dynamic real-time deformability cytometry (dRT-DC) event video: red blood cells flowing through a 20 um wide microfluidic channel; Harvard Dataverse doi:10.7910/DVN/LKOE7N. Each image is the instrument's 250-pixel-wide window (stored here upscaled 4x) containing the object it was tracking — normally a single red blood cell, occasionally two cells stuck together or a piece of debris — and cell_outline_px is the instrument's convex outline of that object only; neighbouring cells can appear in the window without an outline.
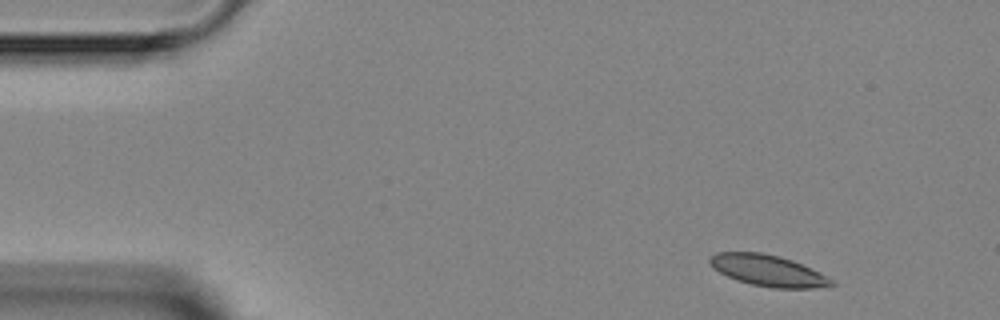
{"species": "Egyptian fruit bat (a non-hibernating species)", "species_latin": "Rousettus aegyptiacus", "temperature_condition": "room temperature", "stored_images_in_passage": 4, "camera_frame_rate_fps": 3000, "um_per_image_px": 0.085, "animal": {"sex": "female"}, "frame": {"image": 1, "passage_image": 1, "time_ms": 0.0, "image_size_px": [1000, 320], "cell_outline_px": [[836, 284], [816, 288], [772, 288], [752, 284], [736, 280], [712, 268], [708, 260], [708, 256], [716, 252], [760, 252], [792, 260], [820, 272], [836, 280]], "centroid_in_image_um": [65.28, 23.0], "position_along_channel_um": 19.7, "area_um2": 22.25}}
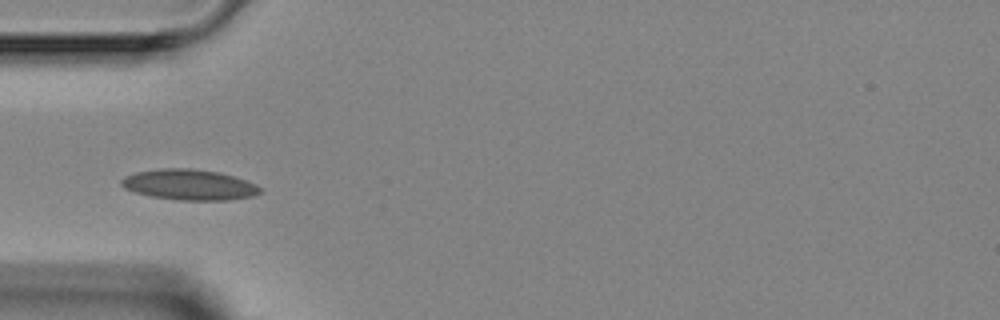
{"frame": {"image": 2, "passage_image": 4, "time_ms": 3.333, "image_size_px": [1000, 320], "cell_outline_px": [[264, 192], [252, 196], [228, 200], [180, 200], [152, 196], [136, 192], [124, 188], [120, 184], [120, 180], [124, 176], [136, 172], [160, 168], [192, 168], [220, 172], [256, 184], [264, 188]], "centroid_in_image_um": [16.11, 15.69], "position_along_channel_um": 68.9, "area_um2": 24.85}}